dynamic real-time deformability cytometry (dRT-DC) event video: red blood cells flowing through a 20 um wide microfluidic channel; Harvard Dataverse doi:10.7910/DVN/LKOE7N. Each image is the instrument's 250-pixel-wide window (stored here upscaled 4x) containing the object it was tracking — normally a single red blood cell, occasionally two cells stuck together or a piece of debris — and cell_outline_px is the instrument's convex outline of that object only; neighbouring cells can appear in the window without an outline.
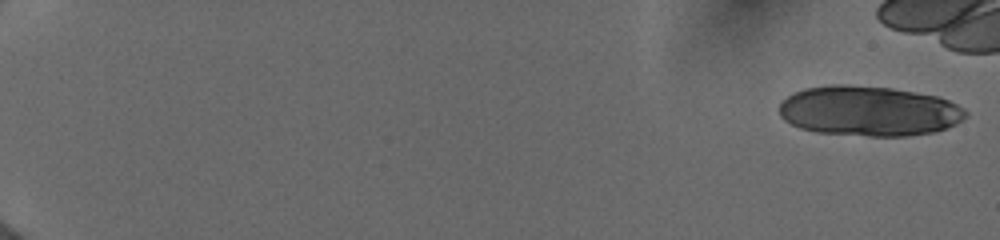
{"species": "human", "species_latin": "Homo sapiens", "temperature_condition": "cold", "stored_images_in_passage": 24, "camera_frame_rate_fps": 3000, "um_per_image_px": 0.085, "donor": {"sex": "female"}, "frame": {"image": 1, "passage_image": 1, "time_ms": 0.0, "image_size_px": [1000, 240], "cell_outline_px": [[968, 116], [956, 124], [932, 132], [908, 136], [868, 136], [816, 132], [800, 128], [784, 120], [780, 116], [780, 100], [792, 92], [804, 88], [828, 84], [848, 84], [892, 88], [936, 96], [948, 100], [964, 108], [968, 112]], "centroid_in_image_um": [73.82, 9.42], "position_along_channel_um": 11.2, "area_um2": 54.79}}